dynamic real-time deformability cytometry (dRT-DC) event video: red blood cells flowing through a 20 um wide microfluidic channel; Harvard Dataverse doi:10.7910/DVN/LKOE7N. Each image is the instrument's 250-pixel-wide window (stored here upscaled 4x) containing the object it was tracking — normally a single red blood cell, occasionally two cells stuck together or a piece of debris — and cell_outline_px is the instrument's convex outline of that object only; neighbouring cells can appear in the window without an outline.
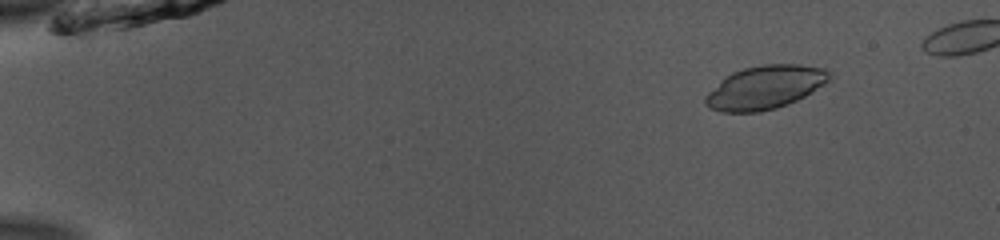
{"species": "common noctule bat (a hibernating species)", "species_latin": "Nyctalus noctula", "temperature_condition": "room temperature", "stored_images_in_passage": 51, "camera_frame_rate_fps": 3000, "um_per_image_px": 0.085, "animal": {"sex": "male", "body_mass_g": 13.0, "forearm_length_mm": 53.1}, "frame": {"image": 1, "passage_image": 7, "time_ms": 2.0, "image_size_px": [1000, 240], "cell_outline_px": [[828, 80], [804, 96], [788, 104], [776, 108], [760, 112], [720, 112], [708, 108], [704, 104], [704, 96], [724, 76], [732, 72], [744, 68], [764, 64], [796, 64], [828, 68]], "centroid_in_image_um": [64.95, 7.43], "position_along_channel_um": 20.0, "area_um2": 31.33}}